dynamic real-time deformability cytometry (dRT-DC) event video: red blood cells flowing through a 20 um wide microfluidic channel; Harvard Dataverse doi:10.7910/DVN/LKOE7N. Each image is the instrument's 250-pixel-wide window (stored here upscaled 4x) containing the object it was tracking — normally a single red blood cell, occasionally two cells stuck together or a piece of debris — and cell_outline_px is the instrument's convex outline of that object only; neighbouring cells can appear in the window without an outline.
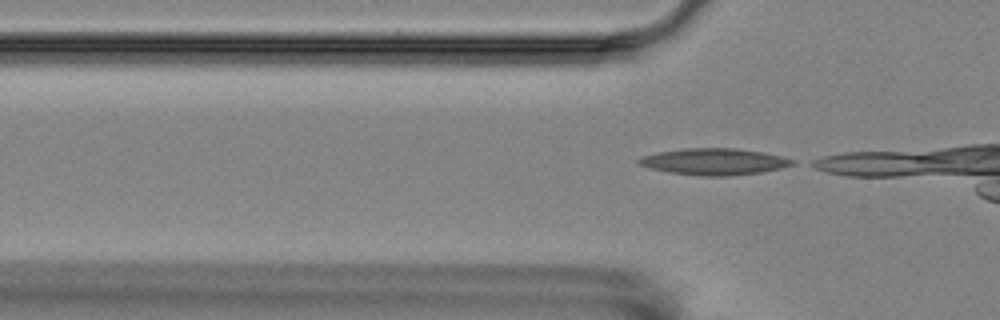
{"species": "Egyptian fruit bat (a non-hibernating species)", "species_latin": "Rousettus aegyptiacus", "temperature_condition": "room temperature", "stored_images_in_passage": 4, "camera_frame_rate_fps": 3000, "um_per_image_px": 0.085, "animal": {"sex": "female"}, "frame": {"image": 1, "passage_image": 4, "time_ms": 4.333, "image_size_px": [1000, 320], "cell_outline_px": [[796, 164], [780, 168], [760, 172], [728, 176], [700, 176], [668, 172], [636, 164], [636, 160], [640, 156], [656, 152], [684, 148], [736, 148], [764, 152], [796, 160]], "centroid_in_image_um": [60.67, 13.73], "position_along_channel_um": 65.1, "area_um2": 23.93}}